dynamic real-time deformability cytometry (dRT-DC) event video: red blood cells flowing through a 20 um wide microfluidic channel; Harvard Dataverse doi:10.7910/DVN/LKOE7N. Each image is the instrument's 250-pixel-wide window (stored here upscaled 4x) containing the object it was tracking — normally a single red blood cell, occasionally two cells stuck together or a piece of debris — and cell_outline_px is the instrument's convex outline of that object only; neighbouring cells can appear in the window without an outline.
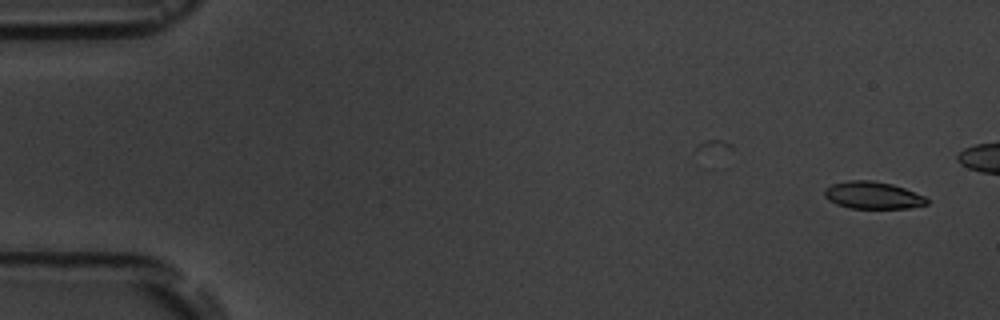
{"species": "common noctule bat (a hibernating species)", "species_latin": "Nyctalus noctula", "temperature_condition": "room temperature", "stored_images_in_passage": 6, "camera_frame_rate_fps": 3000, "um_per_image_px": 0.085, "animal": {"sex": "male", "body_mass_g": 19.5, "forearm_length_mm": 54.6}, "frame": {"image": 1, "passage_image": 1, "time_ms": 0.0, "image_size_px": [1000, 320], "cell_outline_px": [[928, 204], [908, 208], [852, 208], [836, 204], [828, 200], [824, 196], [824, 188], [832, 184], [848, 180], [872, 180], [892, 184], [904, 188], [924, 196], [928, 200]], "centroid_in_image_um": [74.16, 16.59], "position_along_channel_um": 10.8, "area_um2": 16.24}}